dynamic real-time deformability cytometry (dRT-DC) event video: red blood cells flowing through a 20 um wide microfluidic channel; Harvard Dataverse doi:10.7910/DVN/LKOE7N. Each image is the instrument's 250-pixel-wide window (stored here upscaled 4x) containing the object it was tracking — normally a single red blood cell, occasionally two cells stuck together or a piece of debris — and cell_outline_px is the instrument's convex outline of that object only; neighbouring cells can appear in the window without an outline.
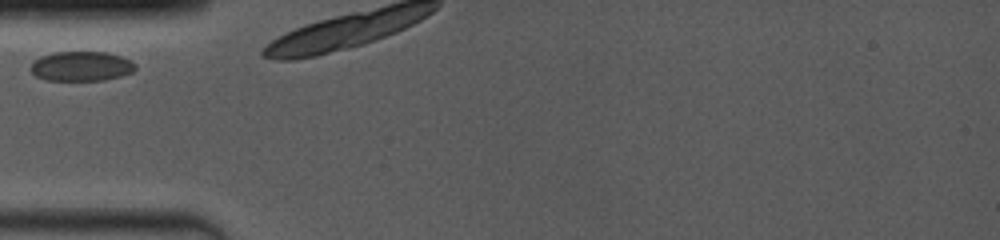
{"species": "common noctule bat (a hibernating species)", "species_latin": "Nyctalus noctula", "temperature_condition": "room temperature", "stored_images_in_passage": 9, "camera_frame_rate_fps": 4000, "um_per_image_px": 0.085, "animal": {"sex": "female", "body_mass_g": 19.0, "forearm_length_mm": 53.3}, "frame": {"image": 1, "passage_image": 1, "time_ms": 0.0, "image_size_px": [1000, 240], "cell_outline_px": [[136, 68], [132, 72], [120, 76], [104, 80], [44, 80], [36, 76], [28, 68], [40, 56], [52, 52], [108, 52], [120, 56], [136, 64]], "centroid_in_image_um": [6.89, 5.63], "position_along_channel_um": 78.1, "area_um2": 18.09}}